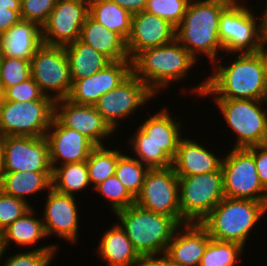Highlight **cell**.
Listing matches in <instances>:
<instances>
[{"mask_svg":"<svg viewBox=\"0 0 267 266\" xmlns=\"http://www.w3.org/2000/svg\"><path fill=\"white\" fill-rule=\"evenodd\" d=\"M88 15L89 0H57L41 26L43 44L65 47L75 42Z\"/></svg>","mask_w":267,"mask_h":266,"instance_id":"obj_15","label":"cell"},{"mask_svg":"<svg viewBox=\"0 0 267 266\" xmlns=\"http://www.w3.org/2000/svg\"><path fill=\"white\" fill-rule=\"evenodd\" d=\"M219 1L229 6H246V5L249 6L248 4H246L247 2H245L246 0H219Z\"/></svg>","mask_w":267,"mask_h":266,"instance_id":"obj_48","label":"cell"},{"mask_svg":"<svg viewBox=\"0 0 267 266\" xmlns=\"http://www.w3.org/2000/svg\"><path fill=\"white\" fill-rule=\"evenodd\" d=\"M5 137L6 136L0 131V171H1V162H2V156H3Z\"/></svg>","mask_w":267,"mask_h":266,"instance_id":"obj_50","label":"cell"},{"mask_svg":"<svg viewBox=\"0 0 267 266\" xmlns=\"http://www.w3.org/2000/svg\"><path fill=\"white\" fill-rule=\"evenodd\" d=\"M129 13L136 14L145 10L147 0H111Z\"/></svg>","mask_w":267,"mask_h":266,"instance_id":"obj_45","label":"cell"},{"mask_svg":"<svg viewBox=\"0 0 267 266\" xmlns=\"http://www.w3.org/2000/svg\"><path fill=\"white\" fill-rule=\"evenodd\" d=\"M245 247L239 243L210 239L199 266H237Z\"/></svg>","mask_w":267,"mask_h":266,"instance_id":"obj_33","label":"cell"},{"mask_svg":"<svg viewBox=\"0 0 267 266\" xmlns=\"http://www.w3.org/2000/svg\"><path fill=\"white\" fill-rule=\"evenodd\" d=\"M265 57L267 59V50L264 51Z\"/></svg>","mask_w":267,"mask_h":266,"instance_id":"obj_51","label":"cell"},{"mask_svg":"<svg viewBox=\"0 0 267 266\" xmlns=\"http://www.w3.org/2000/svg\"><path fill=\"white\" fill-rule=\"evenodd\" d=\"M51 177L52 172H0V190L29 203L30 196L52 188Z\"/></svg>","mask_w":267,"mask_h":266,"instance_id":"obj_27","label":"cell"},{"mask_svg":"<svg viewBox=\"0 0 267 266\" xmlns=\"http://www.w3.org/2000/svg\"><path fill=\"white\" fill-rule=\"evenodd\" d=\"M196 139L182 137L172 167L177 176H191L217 171L221 167L222 157L216 156L213 149Z\"/></svg>","mask_w":267,"mask_h":266,"instance_id":"obj_23","label":"cell"},{"mask_svg":"<svg viewBox=\"0 0 267 266\" xmlns=\"http://www.w3.org/2000/svg\"><path fill=\"white\" fill-rule=\"evenodd\" d=\"M230 55L229 63L222 65V57L215 61L211 65V74L189 90L190 95L213 99L267 100V59L264 51Z\"/></svg>","mask_w":267,"mask_h":266,"instance_id":"obj_1","label":"cell"},{"mask_svg":"<svg viewBox=\"0 0 267 266\" xmlns=\"http://www.w3.org/2000/svg\"><path fill=\"white\" fill-rule=\"evenodd\" d=\"M54 103L46 95L23 103L0 98V131L5 136H46L54 118Z\"/></svg>","mask_w":267,"mask_h":266,"instance_id":"obj_9","label":"cell"},{"mask_svg":"<svg viewBox=\"0 0 267 266\" xmlns=\"http://www.w3.org/2000/svg\"><path fill=\"white\" fill-rule=\"evenodd\" d=\"M219 40L225 56L230 53H257L259 43L258 17L249 6H227L221 13Z\"/></svg>","mask_w":267,"mask_h":266,"instance_id":"obj_13","label":"cell"},{"mask_svg":"<svg viewBox=\"0 0 267 266\" xmlns=\"http://www.w3.org/2000/svg\"><path fill=\"white\" fill-rule=\"evenodd\" d=\"M79 40L92 46L111 62L130 60L126 41L114 31L94 20L90 15L82 26Z\"/></svg>","mask_w":267,"mask_h":266,"instance_id":"obj_26","label":"cell"},{"mask_svg":"<svg viewBox=\"0 0 267 266\" xmlns=\"http://www.w3.org/2000/svg\"><path fill=\"white\" fill-rule=\"evenodd\" d=\"M154 98L156 95L132 72L116 88L101 96L94 107L115 131L120 121L133 117Z\"/></svg>","mask_w":267,"mask_h":266,"instance_id":"obj_12","label":"cell"},{"mask_svg":"<svg viewBox=\"0 0 267 266\" xmlns=\"http://www.w3.org/2000/svg\"><path fill=\"white\" fill-rule=\"evenodd\" d=\"M94 191L109 201L107 203H109L113 214L135 203V198L128 192L115 174L97 185Z\"/></svg>","mask_w":267,"mask_h":266,"instance_id":"obj_37","label":"cell"},{"mask_svg":"<svg viewBox=\"0 0 267 266\" xmlns=\"http://www.w3.org/2000/svg\"><path fill=\"white\" fill-rule=\"evenodd\" d=\"M135 204L173 217L181 225L179 177L173 167L149 169Z\"/></svg>","mask_w":267,"mask_h":266,"instance_id":"obj_14","label":"cell"},{"mask_svg":"<svg viewBox=\"0 0 267 266\" xmlns=\"http://www.w3.org/2000/svg\"><path fill=\"white\" fill-rule=\"evenodd\" d=\"M170 112L164 106L147 116L129 138L128 147L132 149L133 157L150 169L171 167L179 141L184 137L181 119L176 120L178 116L173 117Z\"/></svg>","mask_w":267,"mask_h":266,"instance_id":"obj_2","label":"cell"},{"mask_svg":"<svg viewBox=\"0 0 267 266\" xmlns=\"http://www.w3.org/2000/svg\"><path fill=\"white\" fill-rule=\"evenodd\" d=\"M267 213V202L224 197L200 222L212 239L246 247L249 234Z\"/></svg>","mask_w":267,"mask_h":266,"instance_id":"obj_5","label":"cell"},{"mask_svg":"<svg viewBox=\"0 0 267 266\" xmlns=\"http://www.w3.org/2000/svg\"><path fill=\"white\" fill-rule=\"evenodd\" d=\"M89 15L125 41L131 32L132 14L111 0H89Z\"/></svg>","mask_w":267,"mask_h":266,"instance_id":"obj_30","label":"cell"},{"mask_svg":"<svg viewBox=\"0 0 267 266\" xmlns=\"http://www.w3.org/2000/svg\"><path fill=\"white\" fill-rule=\"evenodd\" d=\"M57 0H21L20 17L42 26L51 14Z\"/></svg>","mask_w":267,"mask_h":266,"instance_id":"obj_41","label":"cell"},{"mask_svg":"<svg viewBox=\"0 0 267 266\" xmlns=\"http://www.w3.org/2000/svg\"><path fill=\"white\" fill-rule=\"evenodd\" d=\"M31 77L54 101L68 97L72 88L65 47L42 44L30 60Z\"/></svg>","mask_w":267,"mask_h":266,"instance_id":"obj_11","label":"cell"},{"mask_svg":"<svg viewBox=\"0 0 267 266\" xmlns=\"http://www.w3.org/2000/svg\"><path fill=\"white\" fill-rule=\"evenodd\" d=\"M137 252L145 259L166 252L180 224L164 214L133 204L114 213Z\"/></svg>","mask_w":267,"mask_h":266,"instance_id":"obj_6","label":"cell"},{"mask_svg":"<svg viewBox=\"0 0 267 266\" xmlns=\"http://www.w3.org/2000/svg\"><path fill=\"white\" fill-rule=\"evenodd\" d=\"M124 153L120 148L96 146L86 160L91 186L95 188L115 174L118 158Z\"/></svg>","mask_w":267,"mask_h":266,"instance_id":"obj_32","label":"cell"},{"mask_svg":"<svg viewBox=\"0 0 267 266\" xmlns=\"http://www.w3.org/2000/svg\"><path fill=\"white\" fill-rule=\"evenodd\" d=\"M51 178L52 188L67 195L76 196L91 186L86 161L52 167Z\"/></svg>","mask_w":267,"mask_h":266,"instance_id":"obj_31","label":"cell"},{"mask_svg":"<svg viewBox=\"0 0 267 266\" xmlns=\"http://www.w3.org/2000/svg\"><path fill=\"white\" fill-rule=\"evenodd\" d=\"M190 0H147L145 11L169 21L177 27Z\"/></svg>","mask_w":267,"mask_h":266,"instance_id":"obj_38","label":"cell"},{"mask_svg":"<svg viewBox=\"0 0 267 266\" xmlns=\"http://www.w3.org/2000/svg\"><path fill=\"white\" fill-rule=\"evenodd\" d=\"M227 6L219 0H190L176 27V39L198 62L200 56L206 55L212 65L221 57V51L224 54L219 40V22Z\"/></svg>","mask_w":267,"mask_h":266,"instance_id":"obj_3","label":"cell"},{"mask_svg":"<svg viewBox=\"0 0 267 266\" xmlns=\"http://www.w3.org/2000/svg\"><path fill=\"white\" fill-rule=\"evenodd\" d=\"M131 73V60L111 62L95 74L72 82L66 99L78 105H94L101 96L116 88Z\"/></svg>","mask_w":267,"mask_h":266,"instance_id":"obj_19","label":"cell"},{"mask_svg":"<svg viewBox=\"0 0 267 266\" xmlns=\"http://www.w3.org/2000/svg\"><path fill=\"white\" fill-rule=\"evenodd\" d=\"M176 38V27L169 21L145 10L133 14L126 49L132 61L141 51L163 46Z\"/></svg>","mask_w":267,"mask_h":266,"instance_id":"obj_20","label":"cell"},{"mask_svg":"<svg viewBox=\"0 0 267 266\" xmlns=\"http://www.w3.org/2000/svg\"><path fill=\"white\" fill-rule=\"evenodd\" d=\"M266 2V7L261 10L262 15H258V31H259V43H260V48L261 51L267 50V0ZM260 17V19H259Z\"/></svg>","mask_w":267,"mask_h":266,"instance_id":"obj_44","label":"cell"},{"mask_svg":"<svg viewBox=\"0 0 267 266\" xmlns=\"http://www.w3.org/2000/svg\"><path fill=\"white\" fill-rule=\"evenodd\" d=\"M59 244L42 245L5 258L3 266H50L58 252Z\"/></svg>","mask_w":267,"mask_h":266,"instance_id":"obj_36","label":"cell"},{"mask_svg":"<svg viewBox=\"0 0 267 266\" xmlns=\"http://www.w3.org/2000/svg\"><path fill=\"white\" fill-rule=\"evenodd\" d=\"M197 62L175 38L163 46L141 51L132 60V72L158 96L172 83L187 79Z\"/></svg>","mask_w":267,"mask_h":266,"instance_id":"obj_4","label":"cell"},{"mask_svg":"<svg viewBox=\"0 0 267 266\" xmlns=\"http://www.w3.org/2000/svg\"><path fill=\"white\" fill-rule=\"evenodd\" d=\"M52 167L84 162L96 145L80 132L62 126L55 118L46 133Z\"/></svg>","mask_w":267,"mask_h":266,"instance_id":"obj_21","label":"cell"},{"mask_svg":"<svg viewBox=\"0 0 267 266\" xmlns=\"http://www.w3.org/2000/svg\"><path fill=\"white\" fill-rule=\"evenodd\" d=\"M54 118L62 126L86 136L96 146L105 145L106 139L117 132L103 119L94 105H78L66 98L55 101Z\"/></svg>","mask_w":267,"mask_h":266,"instance_id":"obj_18","label":"cell"},{"mask_svg":"<svg viewBox=\"0 0 267 266\" xmlns=\"http://www.w3.org/2000/svg\"><path fill=\"white\" fill-rule=\"evenodd\" d=\"M210 239L200 223H185L174 232L165 254L181 265L199 266Z\"/></svg>","mask_w":267,"mask_h":266,"instance_id":"obj_22","label":"cell"},{"mask_svg":"<svg viewBox=\"0 0 267 266\" xmlns=\"http://www.w3.org/2000/svg\"><path fill=\"white\" fill-rule=\"evenodd\" d=\"M149 169V167L132 157V155H127L126 152L118 158L115 176L128 192L136 198L141 192Z\"/></svg>","mask_w":267,"mask_h":266,"instance_id":"obj_34","label":"cell"},{"mask_svg":"<svg viewBox=\"0 0 267 266\" xmlns=\"http://www.w3.org/2000/svg\"><path fill=\"white\" fill-rule=\"evenodd\" d=\"M72 82L95 74L111 61L79 39L65 46Z\"/></svg>","mask_w":267,"mask_h":266,"instance_id":"obj_28","label":"cell"},{"mask_svg":"<svg viewBox=\"0 0 267 266\" xmlns=\"http://www.w3.org/2000/svg\"><path fill=\"white\" fill-rule=\"evenodd\" d=\"M246 149L253 155L260 183L267 190V144L253 145Z\"/></svg>","mask_w":267,"mask_h":266,"instance_id":"obj_42","label":"cell"},{"mask_svg":"<svg viewBox=\"0 0 267 266\" xmlns=\"http://www.w3.org/2000/svg\"><path fill=\"white\" fill-rule=\"evenodd\" d=\"M143 266H185V265H181L173 261L165 253H163L160 255H154L145 258Z\"/></svg>","mask_w":267,"mask_h":266,"instance_id":"obj_46","label":"cell"},{"mask_svg":"<svg viewBox=\"0 0 267 266\" xmlns=\"http://www.w3.org/2000/svg\"><path fill=\"white\" fill-rule=\"evenodd\" d=\"M33 208L2 231L6 250L13 243L17 247L21 246L28 249L29 246L47 238L42 218H36L35 209Z\"/></svg>","mask_w":267,"mask_h":266,"instance_id":"obj_29","label":"cell"},{"mask_svg":"<svg viewBox=\"0 0 267 266\" xmlns=\"http://www.w3.org/2000/svg\"><path fill=\"white\" fill-rule=\"evenodd\" d=\"M6 248H5V245H4V238H3V232L0 231V262L2 263V261L4 260L3 256L5 255L6 253Z\"/></svg>","mask_w":267,"mask_h":266,"instance_id":"obj_49","label":"cell"},{"mask_svg":"<svg viewBox=\"0 0 267 266\" xmlns=\"http://www.w3.org/2000/svg\"><path fill=\"white\" fill-rule=\"evenodd\" d=\"M31 208V203L6 195L0 190V231L6 229Z\"/></svg>","mask_w":267,"mask_h":266,"instance_id":"obj_39","label":"cell"},{"mask_svg":"<svg viewBox=\"0 0 267 266\" xmlns=\"http://www.w3.org/2000/svg\"><path fill=\"white\" fill-rule=\"evenodd\" d=\"M52 172L46 136H6L0 172Z\"/></svg>","mask_w":267,"mask_h":266,"instance_id":"obj_16","label":"cell"},{"mask_svg":"<svg viewBox=\"0 0 267 266\" xmlns=\"http://www.w3.org/2000/svg\"><path fill=\"white\" fill-rule=\"evenodd\" d=\"M42 44L41 26L20 19L0 36V56L31 60Z\"/></svg>","mask_w":267,"mask_h":266,"instance_id":"obj_24","label":"cell"},{"mask_svg":"<svg viewBox=\"0 0 267 266\" xmlns=\"http://www.w3.org/2000/svg\"><path fill=\"white\" fill-rule=\"evenodd\" d=\"M222 156L225 197L267 202V190L260 183L253 155L246 148H231Z\"/></svg>","mask_w":267,"mask_h":266,"instance_id":"obj_10","label":"cell"},{"mask_svg":"<svg viewBox=\"0 0 267 266\" xmlns=\"http://www.w3.org/2000/svg\"><path fill=\"white\" fill-rule=\"evenodd\" d=\"M46 192L41 216L47 237L55 235L75 245L80 229L79 204L75 196L60 193L53 188Z\"/></svg>","mask_w":267,"mask_h":266,"instance_id":"obj_17","label":"cell"},{"mask_svg":"<svg viewBox=\"0 0 267 266\" xmlns=\"http://www.w3.org/2000/svg\"><path fill=\"white\" fill-rule=\"evenodd\" d=\"M0 8H9L16 11L19 15L21 13V0H0Z\"/></svg>","mask_w":267,"mask_h":266,"instance_id":"obj_47","label":"cell"},{"mask_svg":"<svg viewBox=\"0 0 267 266\" xmlns=\"http://www.w3.org/2000/svg\"><path fill=\"white\" fill-rule=\"evenodd\" d=\"M21 19L20 15L9 8H0V36Z\"/></svg>","mask_w":267,"mask_h":266,"instance_id":"obj_43","label":"cell"},{"mask_svg":"<svg viewBox=\"0 0 267 266\" xmlns=\"http://www.w3.org/2000/svg\"><path fill=\"white\" fill-rule=\"evenodd\" d=\"M236 135L232 148L267 144V100L212 99Z\"/></svg>","mask_w":267,"mask_h":266,"instance_id":"obj_7","label":"cell"},{"mask_svg":"<svg viewBox=\"0 0 267 266\" xmlns=\"http://www.w3.org/2000/svg\"><path fill=\"white\" fill-rule=\"evenodd\" d=\"M103 232L97 255L107 266H143L144 258L134 248L125 231L117 223Z\"/></svg>","mask_w":267,"mask_h":266,"instance_id":"obj_25","label":"cell"},{"mask_svg":"<svg viewBox=\"0 0 267 266\" xmlns=\"http://www.w3.org/2000/svg\"><path fill=\"white\" fill-rule=\"evenodd\" d=\"M178 177L181 225L200 223L225 197L221 167L214 172Z\"/></svg>","mask_w":267,"mask_h":266,"instance_id":"obj_8","label":"cell"},{"mask_svg":"<svg viewBox=\"0 0 267 266\" xmlns=\"http://www.w3.org/2000/svg\"><path fill=\"white\" fill-rule=\"evenodd\" d=\"M31 77L30 60L0 56V95Z\"/></svg>","mask_w":267,"mask_h":266,"instance_id":"obj_35","label":"cell"},{"mask_svg":"<svg viewBox=\"0 0 267 266\" xmlns=\"http://www.w3.org/2000/svg\"><path fill=\"white\" fill-rule=\"evenodd\" d=\"M44 96L45 94L41 91L35 80L30 77L24 82L8 87L0 95V98L2 100L18 101L23 103L25 101L40 100Z\"/></svg>","mask_w":267,"mask_h":266,"instance_id":"obj_40","label":"cell"}]
</instances>
